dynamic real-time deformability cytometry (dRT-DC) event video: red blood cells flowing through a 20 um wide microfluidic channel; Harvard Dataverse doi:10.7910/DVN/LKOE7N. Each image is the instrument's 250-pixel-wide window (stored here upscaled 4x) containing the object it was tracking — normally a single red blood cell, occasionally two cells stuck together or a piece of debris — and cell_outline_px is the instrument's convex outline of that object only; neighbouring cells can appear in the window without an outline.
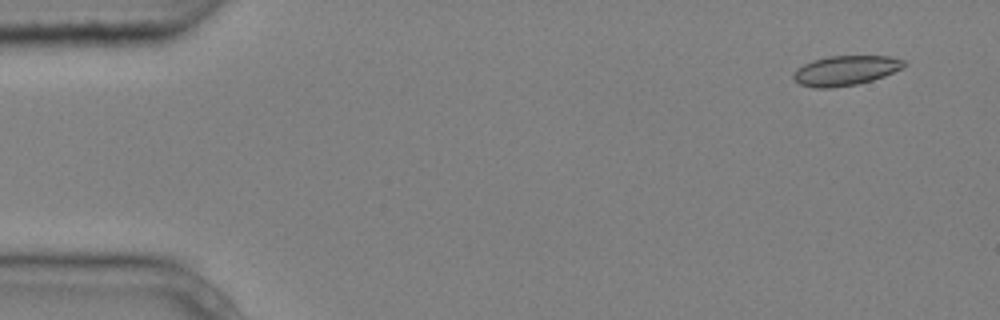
{"species": "common noctule bat (a hibernating species)", "species_latin": "Nyctalus noctula", "temperature_condition": "cold", "stored_images_in_passage": 13, "camera_frame_rate_fps": 3000, "um_per_image_px": 0.085, "animal": {"sex": "male", "body_mass_g": 20.4}, "frame": {"image": 1, "passage_image": 1, "time_ms": 0.0, "image_size_px": [1000, 320], "cell_outline_px": [[908, 64], [904, 68], [884, 76], [872, 80], [856, 84], [832, 88], [816, 88], [800, 84], [792, 80], [792, 72], [796, 68], [812, 60], [828, 56], [892, 56], [908, 60]], "centroid_in_image_um": [71.89, 5.98], "position_along_channel_um": 13.1, "area_um2": 19.59}}
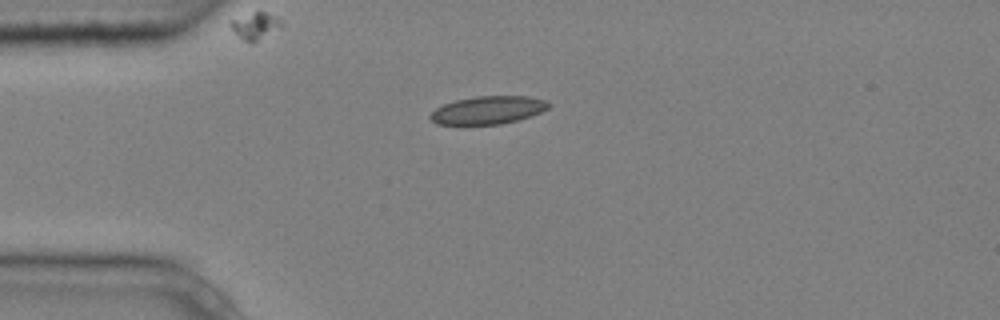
{"frame": {"image": 2, "passage_image": 4, "time_ms": 1.0, "image_size_px": [1000, 320], "cell_outline_px": [[552, 104], [548, 108], [540, 112], [516, 120], [500, 124], [464, 128], [436, 124], [428, 116], [436, 108], [444, 104], [456, 100], [476, 96], [528, 96], [548, 100]], "centroid_in_image_um": [41.41, 9.4], "position_along_channel_um": 43.6, "area_um2": 20.06}}
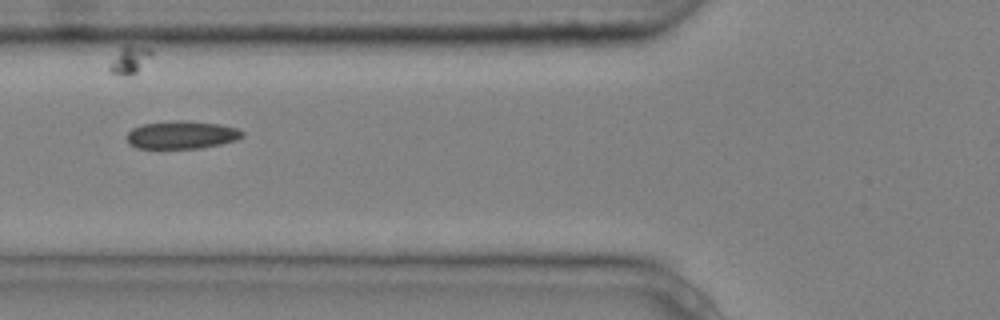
{"frame": {"image": 3, "passage_image": 6, "time_ms": 1.667, "image_size_px": [1000, 320], "cell_outline_px": [[244, 136], [236, 140], [220, 144], [200, 148], [136, 148], [128, 144], [128, 132], [132, 128], [144, 124], [180, 120], [188, 120], [220, 124], [236, 128], [244, 132]], "centroid_in_image_um": [15.46, 11.46], "position_along_channel_um": 110.3, "area_um2": 18.73}}